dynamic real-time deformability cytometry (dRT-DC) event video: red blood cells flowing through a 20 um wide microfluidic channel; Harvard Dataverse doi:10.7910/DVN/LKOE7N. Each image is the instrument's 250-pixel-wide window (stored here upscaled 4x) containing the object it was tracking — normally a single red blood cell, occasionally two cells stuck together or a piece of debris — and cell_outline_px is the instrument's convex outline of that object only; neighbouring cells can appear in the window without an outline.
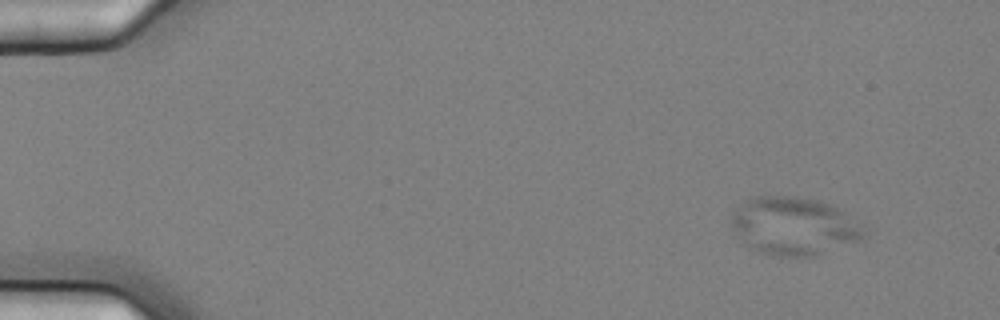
{"species": "common noctule bat (a hibernating species)", "species_latin": "Nyctalus noctula", "temperature_condition": "cold", "stored_images_in_passage": 5, "camera_frame_rate_fps": 3000, "um_per_image_px": 0.085, "animal": {"sex": "female", "body_mass_g": 25.1}, "frame": {"image": 1, "passage_image": 2, "time_ms": 0.333, "image_size_px": [1000, 320], "cell_outline_px": [[864, 224], [860, 240], [816, 256], [772, 256], [760, 252], [752, 248], [732, 228], [732, 216], [736, 208], [744, 200], [752, 196], [796, 196], [820, 200], [836, 208]], "centroid_in_image_um": [67.48, 19.2], "position_along_channel_um": 17.5, "area_um2": 44.51}}
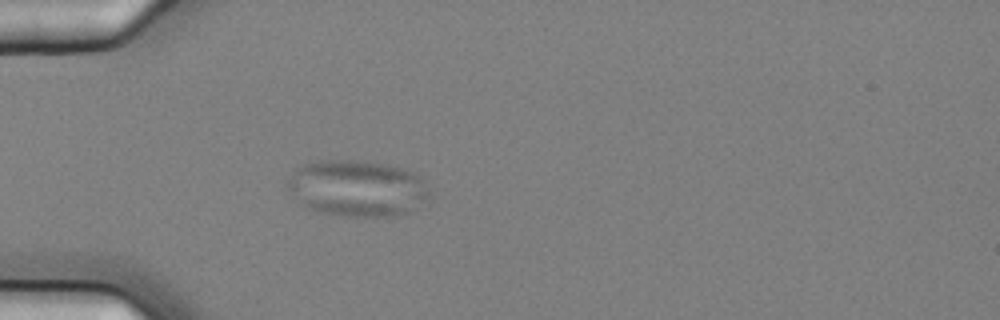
{"frame": {"image": 2, "passage_image": 5, "time_ms": 1.333, "image_size_px": [1000, 320], "cell_outline_px": [[428, 196], [416, 208], [408, 212], [392, 216], [348, 216], [316, 212], [300, 204], [288, 188], [288, 180], [296, 168], [304, 164], [320, 160], [356, 160], [388, 164], [404, 168], [420, 176], [428, 192]], "centroid_in_image_um": [30.33, 16.0], "position_along_channel_um": 54.7, "area_um2": 46.41}}